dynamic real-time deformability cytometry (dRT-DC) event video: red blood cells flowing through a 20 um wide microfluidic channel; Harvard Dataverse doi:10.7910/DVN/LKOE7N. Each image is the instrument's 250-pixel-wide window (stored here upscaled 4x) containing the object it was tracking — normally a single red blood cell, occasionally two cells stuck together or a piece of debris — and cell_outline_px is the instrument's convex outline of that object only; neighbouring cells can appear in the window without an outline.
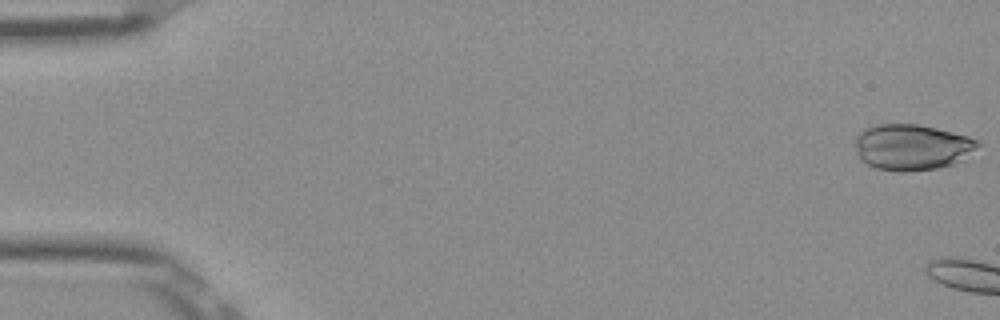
{"species": "Egyptian fruit bat (a non-hibernating species)", "species_latin": "Rousettus aegyptiacus", "temperature_condition": "room temperature", "stored_images_in_passage": 7, "camera_frame_rate_fps": 3000, "um_per_image_px": 0.085, "frame": {"image": 1, "passage_image": 1, "time_ms": 0.0, "image_size_px": [1000, 320], "cell_outline_px": [[984, 144], [952, 164], [936, 168], [904, 172], [896, 172], [876, 168], [860, 160], [856, 152], [856, 136], [864, 128], [876, 124], [920, 124], [968, 136], [980, 140]], "centroid_in_image_um": [77.5, 12.5], "position_along_channel_um": 7.5, "area_um2": 32.95}}